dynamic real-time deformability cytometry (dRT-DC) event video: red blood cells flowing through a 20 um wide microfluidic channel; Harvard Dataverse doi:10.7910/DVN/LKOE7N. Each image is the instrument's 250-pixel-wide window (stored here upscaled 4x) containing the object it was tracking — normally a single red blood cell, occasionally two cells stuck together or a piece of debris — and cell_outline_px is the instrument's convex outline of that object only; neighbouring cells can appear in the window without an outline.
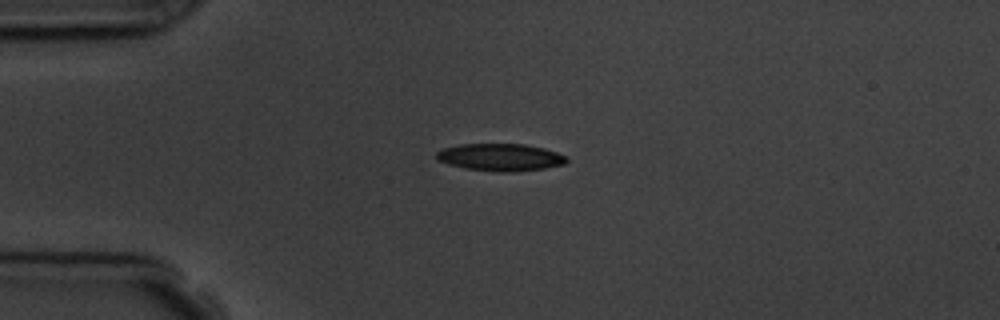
{"species": "common noctule bat (a hibernating species)", "species_latin": "Nyctalus noctula", "temperature_condition": "room temperature", "stored_images_in_passage": 14, "camera_frame_rate_fps": 3000, "um_per_image_px": 0.085, "animal": {"sex": "male", "body_mass_g": 19.5, "forearm_length_mm": 54.6}, "frame": {"image": 1, "passage_image": 3, "time_ms": 3.333, "image_size_px": [1000, 320], "cell_outline_px": [[568, 160], [564, 164], [544, 168], [512, 172], [496, 172], [464, 168], [448, 164], [436, 160], [436, 152], [444, 148], [460, 144], [524, 144], [544, 148], [568, 156]], "centroid_in_image_um": [42.52, 13.37], "position_along_channel_um": 42.5, "area_um2": 20.81}, "authors_computed_cell_mechanics": {"area_um2": 20.6635, "velocity_mm_per_s": 3.7981, "shape_relaxation_time_tau1_ms": 4.3115, "shape_relaxation_time_tau2_ms": 3.3597, "deformation_change_tau1": 0.1301, "deformation_change_tau2": 0.1022}}